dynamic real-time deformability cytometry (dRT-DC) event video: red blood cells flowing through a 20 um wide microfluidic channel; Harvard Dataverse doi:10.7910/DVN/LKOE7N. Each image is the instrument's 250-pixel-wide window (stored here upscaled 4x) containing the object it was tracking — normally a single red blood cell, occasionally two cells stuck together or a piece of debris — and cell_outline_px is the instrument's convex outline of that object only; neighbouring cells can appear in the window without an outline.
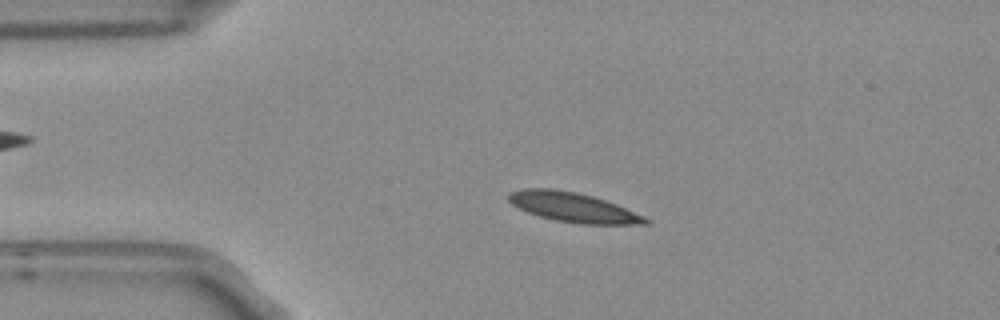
{"species": "Egyptian fruit bat (a non-hibernating species)", "species_latin": "Rousettus aegyptiacus", "temperature_condition": "room temperature", "stored_images_in_passage": 3, "camera_frame_rate_fps": 3000, "um_per_image_px": 0.085, "frame": {"image": 1, "passage_image": 2, "time_ms": 0.333, "image_size_px": [1000, 320], "cell_outline_px": [[652, 220], [648, 224], [580, 224], [556, 220], [540, 216], [528, 212], [512, 204], [508, 200], [508, 192], [524, 188], [552, 188], [576, 192], [592, 196], [616, 204], [644, 216]], "centroid_in_image_um": [48.71, 17.61], "position_along_channel_um": 36.3, "area_um2": 23.47}}